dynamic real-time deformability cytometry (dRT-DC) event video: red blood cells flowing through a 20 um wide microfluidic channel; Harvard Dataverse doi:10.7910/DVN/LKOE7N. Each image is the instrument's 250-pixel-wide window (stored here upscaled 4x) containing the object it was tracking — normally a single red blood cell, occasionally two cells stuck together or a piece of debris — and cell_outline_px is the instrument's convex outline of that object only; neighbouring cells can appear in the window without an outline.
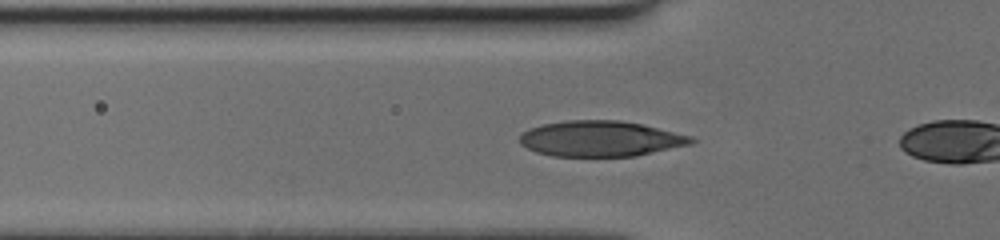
{"species": "human", "species_latin": "Homo sapiens", "temperature_condition": "cold", "stored_images_in_passage": 37, "camera_frame_rate_fps": 3000, "um_per_image_px": 0.085, "donor": {"sex": "female"}, "frame": {"image": 1, "passage_image": 13, "time_ms": 4.0, "image_size_px": [1000, 240], "cell_outline_px": [[696, 140], [692, 144], [636, 156], [552, 156], [536, 152], [520, 144], [520, 136], [524, 132], [532, 128], [544, 124], [564, 120], [620, 120], [644, 124], [692, 136]], "centroid_in_image_um": [51.09, 11.78], "position_along_channel_um": 74.7, "area_um2": 35.66}}
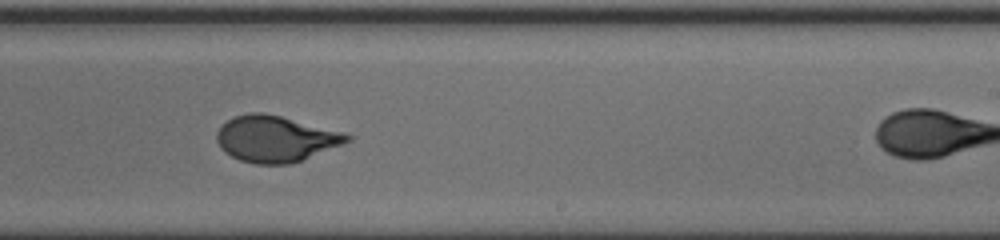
{"frame": {"image": 2, "passage_image": 27, "time_ms": 8.667, "image_size_px": [1000, 240], "cell_outline_px": [[352, 140], [344, 144], [300, 160], [288, 164], [256, 164], [240, 160], [224, 152], [220, 148], [216, 140], [216, 132], [228, 120], [236, 116], [252, 112], [260, 112], [280, 116], [344, 132], [352, 136]], "centroid_in_image_um": [23.42, 11.8], "position_along_channel_um": 265.6, "area_um2": 34.8}}
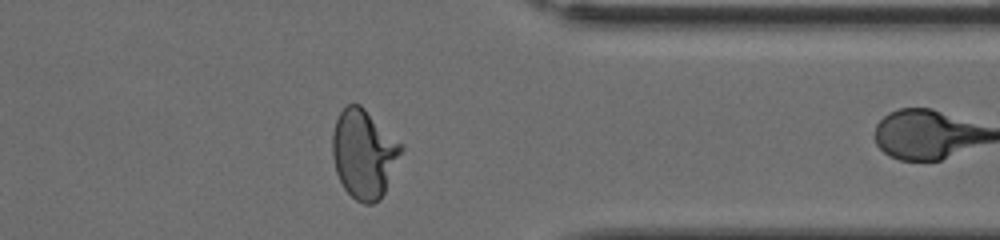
{"frame": {"image": 3, "passage_image": 36, "time_ms": 11.667, "image_size_px": [1000, 240], "cell_outline_px": [[404, 148], [384, 192], [380, 200], [372, 204], [364, 204], [356, 200], [344, 188], [336, 172], [332, 156], [332, 132], [336, 120], [340, 112], [348, 104], [360, 104], [404, 144]], "centroid_in_image_um": [30.94, 13.06], "position_along_channel_um": 380.5, "area_um2": 35.66}}